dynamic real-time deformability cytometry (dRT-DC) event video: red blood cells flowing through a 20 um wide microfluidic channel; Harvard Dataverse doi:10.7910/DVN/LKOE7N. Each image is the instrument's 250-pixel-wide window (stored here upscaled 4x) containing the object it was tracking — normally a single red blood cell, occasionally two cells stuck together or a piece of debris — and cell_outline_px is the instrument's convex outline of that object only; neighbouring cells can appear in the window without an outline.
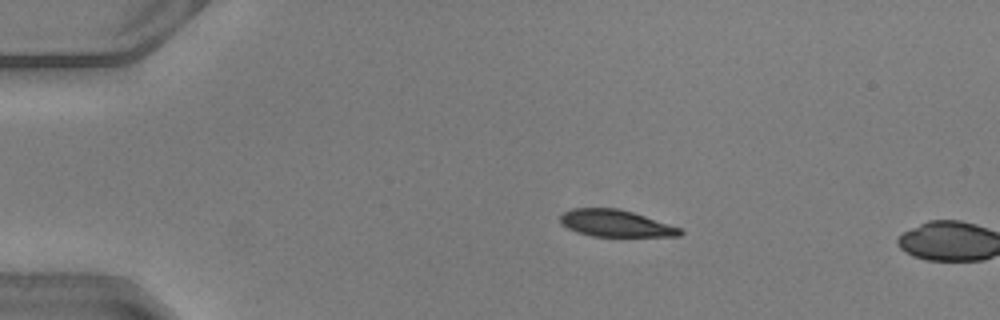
{"species": "common noctule bat (a hibernating species)", "species_latin": "Nyctalus noctula", "temperature_condition": "warm", "stored_images_in_passage": 6, "camera_frame_rate_fps": 3000, "um_per_image_px": 0.085, "animal": {"sex": "male", "body_mass_g": 20.5, "forearm_length_mm": 52.5}, "frame": {"image": 1, "passage_image": 4, "time_ms": 1.0, "image_size_px": [1000, 320], "cell_outline_px": [[684, 232], [680, 236], [592, 236], [576, 232], [560, 224], [560, 216], [564, 212], [572, 208], [616, 208], [632, 212], [680, 228]], "centroid_in_image_um": [52.28, 18.99], "position_along_channel_um": 32.7, "area_um2": 18.55}}